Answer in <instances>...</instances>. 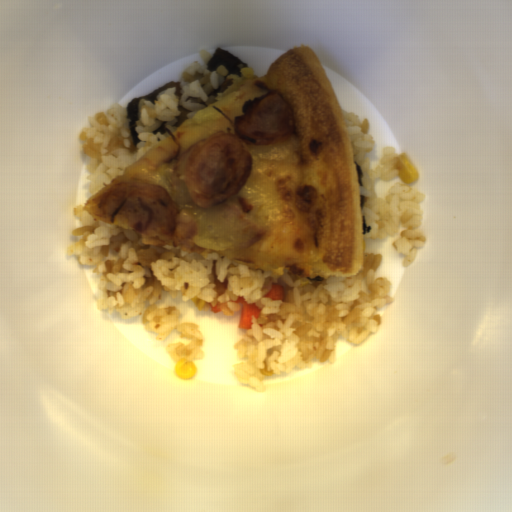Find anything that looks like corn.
I'll use <instances>...</instances> for the list:
<instances>
[{"label":"corn","mask_w":512,"mask_h":512,"mask_svg":"<svg viewBox=\"0 0 512 512\" xmlns=\"http://www.w3.org/2000/svg\"><path fill=\"white\" fill-rule=\"evenodd\" d=\"M397 171L402 183L407 186L419 180L416 165L405 155V153L397 158Z\"/></svg>","instance_id":"51d56268"},{"label":"corn","mask_w":512,"mask_h":512,"mask_svg":"<svg viewBox=\"0 0 512 512\" xmlns=\"http://www.w3.org/2000/svg\"><path fill=\"white\" fill-rule=\"evenodd\" d=\"M174 373L176 377L184 381H190L197 374V368L195 363L191 360H178L174 368Z\"/></svg>","instance_id":"f1292c28"},{"label":"corn","mask_w":512,"mask_h":512,"mask_svg":"<svg viewBox=\"0 0 512 512\" xmlns=\"http://www.w3.org/2000/svg\"><path fill=\"white\" fill-rule=\"evenodd\" d=\"M190 302L199 312H203V310L206 308V301L195 295L190 299Z\"/></svg>","instance_id":"5cfa1b94"}]
</instances>
